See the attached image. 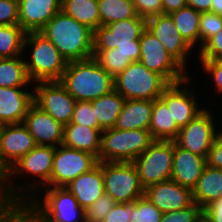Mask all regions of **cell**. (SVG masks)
<instances>
[{
	"instance_id": "7bdbcfd3",
	"label": "cell",
	"mask_w": 222,
	"mask_h": 222,
	"mask_svg": "<svg viewBox=\"0 0 222 222\" xmlns=\"http://www.w3.org/2000/svg\"><path fill=\"white\" fill-rule=\"evenodd\" d=\"M18 19V0H0V25H16Z\"/></svg>"
},
{
	"instance_id": "bcb514c9",
	"label": "cell",
	"mask_w": 222,
	"mask_h": 222,
	"mask_svg": "<svg viewBox=\"0 0 222 222\" xmlns=\"http://www.w3.org/2000/svg\"><path fill=\"white\" fill-rule=\"evenodd\" d=\"M220 128L217 131L207 158V164L218 169H222V129Z\"/></svg>"
},
{
	"instance_id": "3957f363",
	"label": "cell",
	"mask_w": 222,
	"mask_h": 222,
	"mask_svg": "<svg viewBox=\"0 0 222 222\" xmlns=\"http://www.w3.org/2000/svg\"><path fill=\"white\" fill-rule=\"evenodd\" d=\"M59 82L76 101H93L114 89V79L93 57L68 62Z\"/></svg>"
},
{
	"instance_id": "ee69618b",
	"label": "cell",
	"mask_w": 222,
	"mask_h": 222,
	"mask_svg": "<svg viewBox=\"0 0 222 222\" xmlns=\"http://www.w3.org/2000/svg\"><path fill=\"white\" fill-rule=\"evenodd\" d=\"M138 15L148 19L163 14L162 0H133Z\"/></svg>"
},
{
	"instance_id": "484cf974",
	"label": "cell",
	"mask_w": 222,
	"mask_h": 222,
	"mask_svg": "<svg viewBox=\"0 0 222 222\" xmlns=\"http://www.w3.org/2000/svg\"><path fill=\"white\" fill-rule=\"evenodd\" d=\"M192 193L194 203L202 209L221 198L222 170L207 164Z\"/></svg>"
},
{
	"instance_id": "8992f818",
	"label": "cell",
	"mask_w": 222,
	"mask_h": 222,
	"mask_svg": "<svg viewBox=\"0 0 222 222\" xmlns=\"http://www.w3.org/2000/svg\"><path fill=\"white\" fill-rule=\"evenodd\" d=\"M155 140L149 130H120L109 128L102 131L99 162H133Z\"/></svg>"
},
{
	"instance_id": "1f68e13d",
	"label": "cell",
	"mask_w": 222,
	"mask_h": 222,
	"mask_svg": "<svg viewBox=\"0 0 222 222\" xmlns=\"http://www.w3.org/2000/svg\"><path fill=\"white\" fill-rule=\"evenodd\" d=\"M100 25L140 17L133 0H98Z\"/></svg>"
},
{
	"instance_id": "5bb4252c",
	"label": "cell",
	"mask_w": 222,
	"mask_h": 222,
	"mask_svg": "<svg viewBox=\"0 0 222 222\" xmlns=\"http://www.w3.org/2000/svg\"><path fill=\"white\" fill-rule=\"evenodd\" d=\"M99 164L98 158L88 152L67 147H56L50 187H66L79 175L87 173Z\"/></svg>"
},
{
	"instance_id": "8fae6325",
	"label": "cell",
	"mask_w": 222,
	"mask_h": 222,
	"mask_svg": "<svg viewBox=\"0 0 222 222\" xmlns=\"http://www.w3.org/2000/svg\"><path fill=\"white\" fill-rule=\"evenodd\" d=\"M173 153L174 141L155 140L133 161L144 189L171 178Z\"/></svg>"
},
{
	"instance_id": "52a82bcc",
	"label": "cell",
	"mask_w": 222,
	"mask_h": 222,
	"mask_svg": "<svg viewBox=\"0 0 222 222\" xmlns=\"http://www.w3.org/2000/svg\"><path fill=\"white\" fill-rule=\"evenodd\" d=\"M169 85L163 76L149 70L140 61L132 62L114 78V89L126 100L159 99Z\"/></svg>"
},
{
	"instance_id": "44dd1931",
	"label": "cell",
	"mask_w": 222,
	"mask_h": 222,
	"mask_svg": "<svg viewBox=\"0 0 222 222\" xmlns=\"http://www.w3.org/2000/svg\"><path fill=\"white\" fill-rule=\"evenodd\" d=\"M62 0H18V24L28 32H39L61 11Z\"/></svg>"
},
{
	"instance_id": "ba28073f",
	"label": "cell",
	"mask_w": 222,
	"mask_h": 222,
	"mask_svg": "<svg viewBox=\"0 0 222 222\" xmlns=\"http://www.w3.org/2000/svg\"><path fill=\"white\" fill-rule=\"evenodd\" d=\"M29 202L40 222H85V212L65 187H44Z\"/></svg>"
},
{
	"instance_id": "4fadbf2b",
	"label": "cell",
	"mask_w": 222,
	"mask_h": 222,
	"mask_svg": "<svg viewBox=\"0 0 222 222\" xmlns=\"http://www.w3.org/2000/svg\"><path fill=\"white\" fill-rule=\"evenodd\" d=\"M193 80L195 79H193L192 75H189L181 82L170 84L160 96V99L167 105L172 118L180 128L186 126L207 107L206 102L204 106L200 97L198 98V95L194 92L197 89L192 86L193 83L197 82V79L195 82Z\"/></svg>"
},
{
	"instance_id": "c3c4849f",
	"label": "cell",
	"mask_w": 222,
	"mask_h": 222,
	"mask_svg": "<svg viewBox=\"0 0 222 222\" xmlns=\"http://www.w3.org/2000/svg\"><path fill=\"white\" fill-rule=\"evenodd\" d=\"M187 5V0H162L163 14H171Z\"/></svg>"
},
{
	"instance_id": "277c9868",
	"label": "cell",
	"mask_w": 222,
	"mask_h": 222,
	"mask_svg": "<svg viewBox=\"0 0 222 222\" xmlns=\"http://www.w3.org/2000/svg\"><path fill=\"white\" fill-rule=\"evenodd\" d=\"M23 57L33 84L60 81L68 63L52 42L40 32L26 34Z\"/></svg>"
},
{
	"instance_id": "d6986e66",
	"label": "cell",
	"mask_w": 222,
	"mask_h": 222,
	"mask_svg": "<svg viewBox=\"0 0 222 222\" xmlns=\"http://www.w3.org/2000/svg\"><path fill=\"white\" fill-rule=\"evenodd\" d=\"M23 124L37 145L57 147L63 143L64 126L35 103L29 107Z\"/></svg>"
},
{
	"instance_id": "30bf717a",
	"label": "cell",
	"mask_w": 222,
	"mask_h": 222,
	"mask_svg": "<svg viewBox=\"0 0 222 222\" xmlns=\"http://www.w3.org/2000/svg\"><path fill=\"white\" fill-rule=\"evenodd\" d=\"M104 193L117 203L132 202L144 196V187L133 162H102Z\"/></svg>"
},
{
	"instance_id": "d590c367",
	"label": "cell",
	"mask_w": 222,
	"mask_h": 222,
	"mask_svg": "<svg viewBox=\"0 0 222 222\" xmlns=\"http://www.w3.org/2000/svg\"><path fill=\"white\" fill-rule=\"evenodd\" d=\"M163 213L145 196L135 200L130 222H160Z\"/></svg>"
},
{
	"instance_id": "2e32d148",
	"label": "cell",
	"mask_w": 222,
	"mask_h": 222,
	"mask_svg": "<svg viewBox=\"0 0 222 222\" xmlns=\"http://www.w3.org/2000/svg\"><path fill=\"white\" fill-rule=\"evenodd\" d=\"M34 103L63 126L71 122L76 100L59 81L37 82Z\"/></svg>"
},
{
	"instance_id": "74e56055",
	"label": "cell",
	"mask_w": 222,
	"mask_h": 222,
	"mask_svg": "<svg viewBox=\"0 0 222 222\" xmlns=\"http://www.w3.org/2000/svg\"><path fill=\"white\" fill-rule=\"evenodd\" d=\"M117 204L108 194L104 193L85 212V222H103L112 208Z\"/></svg>"
},
{
	"instance_id": "e575fe53",
	"label": "cell",
	"mask_w": 222,
	"mask_h": 222,
	"mask_svg": "<svg viewBox=\"0 0 222 222\" xmlns=\"http://www.w3.org/2000/svg\"><path fill=\"white\" fill-rule=\"evenodd\" d=\"M93 58L113 79L132 63L117 48L93 50Z\"/></svg>"
},
{
	"instance_id": "7a4b0ae2",
	"label": "cell",
	"mask_w": 222,
	"mask_h": 222,
	"mask_svg": "<svg viewBox=\"0 0 222 222\" xmlns=\"http://www.w3.org/2000/svg\"><path fill=\"white\" fill-rule=\"evenodd\" d=\"M39 32L52 42L67 62L93 57L94 31L62 10Z\"/></svg>"
},
{
	"instance_id": "f546056e",
	"label": "cell",
	"mask_w": 222,
	"mask_h": 222,
	"mask_svg": "<svg viewBox=\"0 0 222 222\" xmlns=\"http://www.w3.org/2000/svg\"><path fill=\"white\" fill-rule=\"evenodd\" d=\"M61 10L93 31L100 26L98 0H62Z\"/></svg>"
},
{
	"instance_id": "cb8c5ba5",
	"label": "cell",
	"mask_w": 222,
	"mask_h": 222,
	"mask_svg": "<svg viewBox=\"0 0 222 222\" xmlns=\"http://www.w3.org/2000/svg\"><path fill=\"white\" fill-rule=\"evenodd\" d=\"M152 109V100H125L114 128L120 130H149Z\"/></svg>"
},
{
	"instance_id": "9c48e42d",
	"label": "cell",
	"mask_w": 222,
	"mask_h": 222,
	"mask_svg": "<svg viewBox=\"0 0 222 222\" xmlns=\"http://www.w3.org/2000/svg\"><path fill=\"white\" fill-rule=\"evenodd\" d=\"M209 105L186 126L181 127L177 138L174 140L179 147L205 159L208 158L209 151L219 130L218 127L222 126V124H219L222 121V115H220L221 120H219L218 114L217 116L213 115L215 112L211 111L214 109L213 106Z\"/></svg>"
},
{
	"instance_id": "d6a6232c",
	"label": "cell",
	"mask_w": 222,
	"mask_h": 222,
	"mask_svg": "<svg viewBox=\"0 0 222 222\" xmlns=\"http://www.w3.org/2000/svg\"><path fill=\"white\" fill-rule=\"evenodd\" d=\"M26 34L19 24L0 25V58L22 56Z\"/></svg>"
},
{
	"instance_id": "816d5d0a",
	"label": "cell",
	"mask_w": 222,
	"mask_h": 222,
	"mask_svg": "<svg viewBox=\"0 0 222 222\" xmlns=\"http://www.w3.org/2000/svg\"><path fill=\"white\" fill-rule=\"evenodd\" d=\"M4 201V198L2 196V177L0 176V203Z\"/></svg>"
},
{
	"instance_id": "681fc988",
	"label": "cell",
	"mask_w": 222,
	"mask_h": 222,
	"mask_svg": "<svg viewBox=\"0 0 222 222\" xmlns=\"http://www.w3.org/2000/svg\"><path fill=\"white\" fill-rule=\"evenodd\" d=\"M212 0H187V5L198 12H210Z\"/></svg>"
},
{
	"instance_id": "ac0fdd59",
	"label": "cell",
	"mask_w": 222,
	"mask_h": 222,
	"mask_svg": "<svg viewBox=\"0 0 222 222\" xmlns=\"http://www.w3.org/2000/svg\"><path fill=\"white\" fill-rule=\"evenodd\" d=\"M144 196L162 213L181 210L194 203L192 190L171 179L148 186Z\"/></svg>"
},
{
	"instance_id": "5b68a950",
	"label": "cell",
	"mask_w": 222,
	"mask_h": 222,
	"mask_svg": "<svg viewBox=\"0 0 222 222\" xmlns=\"http://www.w3.org/2000/svg\"><path fill=\"white\" fill-rule=\"evenodd\" d=\"M146 29V19L134 17L100 25L93 36V50L117 48V52L128 57L131 62L139 61L140 37Z\"/></svg>"
},
{
	"instance_id": "83f0119b",
	"label": "cell",
	"mask_w": 222,
	"mask_h": 222,
	"mask_svg": "<svg viewBox=\"0 0 222 222\" xmlns=\"http://www.w3.org/2000/svg\"><path fill=\"white\" fill-rule=\"evenodd\" d=\"M125 100L120 93L113 89L110 93L91 101L100 130L114 128Z\"/></svg>"
},
{
	"instance_id": "4316f807",
	"label": "cell",
	"mask_w": 222,
	"mask_h": 222,
	"mask_svg": "<svg viewBox=\"0 0 222 222\" xmlns=\"http://www.w3.org/2000/svg\"><path fill=\"white\" fill-rule=\"evenodd\" d=\"M149 131L154 140L163 141H174L180 131L167 105L160 98L153 100Z\"/></svg>"
},
{
	"instance_id": "e0dca14e",
	"label": "cell",
	"mask_w": 222,
	"mask_h": 222,
	"mask_svg": "<svg viewBox=\"0 0 222 222\" xmlns=\"http://www.w3.org/2000/svg\"><path fill=\"white\" fill-rule=\"evenodd\" d=\"M37 146L23 124H4L0 130V176L3 177L25 154Z\"/></svg>"
},
{
	"instance_id": "6da1fadb",
	"label": "cell",
	"mask_w": 222,
	"mask_h": 222,
	"mask_svg": "<svg viewBox=\"0 0 222 222\" xmlns=\"http://www.w3.org/2000/svg\"><path fill=\"white\" fill-rule=\"evenodd\" d=\"M55 151L56 147L37 145L25 154L2 177V196L4 200L29 201L42 188L50 187ZM21 178L24 182L21 181ZM17 180L21 182L19 183Z\"/></svg>"
},
{
	"instance_id": "f907efd6",
	"label": "cell",
	"mask_w": 222,
	"mask_h": 222,
	"mask_svg": "<svg viewBox=\"0 0 222 222\" xmlns=\"http://www.w3.org/2000/svg\"><path fill=\"white\" fill-rule=\"evenodd\" d=\"M210 12L222 16V0H212Z\"/></svg>"
},
{
	"instance_id": "7dc6e473",
	"label": "cell",
	"mask_w": 222,
	"mask_h": 222,
	"mask_svg": "<svg viewBox=\"0 0 222 222\" xmlns=\"http://www.w3.org/2000/svg\"><path fill=\"white\" fill-rule=\"evenodd\" d=\"M203 220L206 222H222V197L203 209Z\"/></svg>"
},
{
	"instance_id": "ab89813d",
	"label": "cell",
	"mask_w": 222,
	"mask_h": 222,
	"mask_svg": "<svg viewBox=\"0 0 222 222\" xmlns=\"http://www.w3.org/2000/svg\"><path fill=\"white\" fill-rule=\"evenodd\" d=\"M203 220V209L193 203L190 207L163 213L160 222H201Z\"/></svg>"
},
{
	"instance_id": "836d02e7",
	"label": "cell",
	"mask_w": 222,
	"mask_h": 222,
	"mask_svg": "<svg viewBox=\"0 0 222 222\" xmlns=\"http://www.w3.org/2000/svg\"><path fill=\"white\" fill-rule=\"evenodd\" d=\"M0 222H40L37 209L29 201H2Z\"/></svg>"
},
{
	"instance_id": "8d00e7d4",
	"label": "cell",
	"mask_w": 222,
	"mask_h": 222,
	"mask_svg": "<svg viewBox=\"0 0 222 222\" xmlns=\"http://www.w3.org/2000/svg\"><path fill=\"white\" fill-rule=\"evenodd\" d=\"M222 30V16L202 12L199 23V50L215 34Z\"/></svg>"
},
{
	"instance_id": "7c38bea8",
	"label": "cell",
	"mask_w": 222,
	"mask_h": 222,
	"mask_svg": "<svg viewBox=\"0 0 222 222\" xmlns=\"http://www.w3.org/2000/svg\"><path fill=\"white\" fill-rule=\"evenodd\" d=\"M139 41V61L149 70L163 76L170 84L181 82L190 75L150 31L145 29Z\"/></svg>"
},
{
	"instance_id": "7402d4cb",
	"label": "cell",
	"mask_w": 222,
	"mask_h": 222,
	"mask_svg": "<svg viewBox=\"0 0 222 222\" xmlns=\"http://www.w3.org/2000/svg\"><path fill=\"white\" fill-rule=\"evenodd\" d=\"M206 165L207 159L179 147L174 142L171 180L193 190Z\"/></svg>"
},
{
	"instance_id": "4dcf8cb0",
	"label": "cell",
	"mask_w": 222,
	"mask_h": 222,
	"mask_svg": "<svg viewBox=\"0 0 222 222\" xmlns=\"http://www.w3.org/2000/svg\"><path fill=\"white\" fill-rule=\"evenodd\" d=\"M33 87L23 55L0 58V87Z\"/></svg>"
},
{
	"instance_id": "60d3db41",
	"label": "cell",
	"mask_w": 222,
	"mask_h": 222,
	"mask_svg": "<svg viewBox=\"0 0 222 222\" xmlns=\"http://www.w3.org/2000/svg\"><path fill=\"white\" fill-rule=\"evenodd\" d=\"M70 123L98 128V120L95 117L91 101H77Z\"/></svg>"
},
{
	"instance_id": "9a60e30c",
	"label": "cell",
	"mask_w": 222,
	"mask_h": 222,
	"mask_svg": "<svg viewBox=\"0 0 222 222\" xmlns=\"http://www.w3.org/2000/svg\"><path fill=\"white\" fill-rule=\"evenodd\" d=\"M146 29L162 43V45L166 48V51L188 73L191 72L189 70H191L193 65L197 63V57L191 56L197 55V52L181 37L170 14H159L157 16L146 19ZM190 61L192 63L194 62L191 68Z\"/></svg>"
},
{
	"instance_id": "f35d334b",
	"label": "cell",
	"mask_w": 222,
	"mask_h": 222,
	"mask_svg": "<svg viewBox=\"0 0 222 222\" xmlns=\"http://www.w3.org/2000/svg\"><path fill=\"white\" fill-rule=\"evenodd\" d=\"M198 61V65H195V67H201L202 70L199 73L201 74L204 71V74L207 75H202L204 77L203 80L209 79L212 82L211 87L214 88L213 92H215V94L217 93L219 96L222 93V59Z\"/></svg>"
},
{
	"instance_id": "603a6c76",
	"label": "cell",
	"mask_w": 222,
	"mask_h": 222,
	"mask_svg": "<svg viewBox=\"0 0 222 222\" xmlns=\"http://www.w3.org/2000/svg\"><path fill=\"white\" fill-rule=\"evenodd\" d=\"M84 210L104 194L102 162L91 171L79 175L65 187Z\"/></svg>"
},
{
	"instance_id": "f6af8a7d",
	"label": "cell",
	"mask_w": 222,
	"mask_h": 222,
	"mask_svg": "<svg viewBox=\"0 0 222 222\" xmlns=\"http://www.w3.org/2000/svg\"><path fill=\"white\" fill-rule=\"evenodd\" d=\"M135 201L126 203H117L103 222H130Z\"/></svg>"
},
{
	"instance_id": "b9f144b4",
	"label": "cell",
	"mask_w": 222,
	"mask_h": 222,
	"mask_svg": "<svg viewBox=\"0 0 222 222\" xmlns=\"http://www.w3.org/2000/svg\"><path fill=\"white\" fill-rule=\"evenodd\" d=\"M197 60L222 59V30L213 35L197 52Z\"/></svg>"
},
{
	"instance_id": "f1b7e54d",
	"label": "cell",
	"mask_w": 222,
	"mask_h": 222,
	"mask_svg": "<svg viewBox=\"0 0 222 222\" xmlns=\"http://www.w3.org/2000/svg\"><path fill=\"white\" fill-rule=\"evenodd\" d=\"M170 15L181 37L198 52L201 13L186 5Z\"/></svg>"
},
{
	"instance_id": "ffe728a7",
	"label": "cell",
	"mask_w": 222,
	"mask_h": 222,
	"mask_svg": "<svg viewBox=\"0 0 222 222\" xmlns=\"http://www.w3.org/2000/svg\"><path fill=\"white\" fill-rule=\"evenodd\" d=\"M33 103V87H0V123H23Z\"/></svg>"
},
{
	"instance_id": "d4e9b609",
	"label": "cell",
	"mask_w": 222,
	"mask_h": 222,
	"mask_svg": "<svg viewBox=\"0 0 222 222\" xmlns=\"http://www.w3.org/2000/svg\"><path fill=\"white\" fill-rule=\"evenodd\" d=\"M101 134L102 130L99 128L69 123L64 126L62 144L88 152L98 158L101 149Z\"/></svg>"
}]
</instances>
